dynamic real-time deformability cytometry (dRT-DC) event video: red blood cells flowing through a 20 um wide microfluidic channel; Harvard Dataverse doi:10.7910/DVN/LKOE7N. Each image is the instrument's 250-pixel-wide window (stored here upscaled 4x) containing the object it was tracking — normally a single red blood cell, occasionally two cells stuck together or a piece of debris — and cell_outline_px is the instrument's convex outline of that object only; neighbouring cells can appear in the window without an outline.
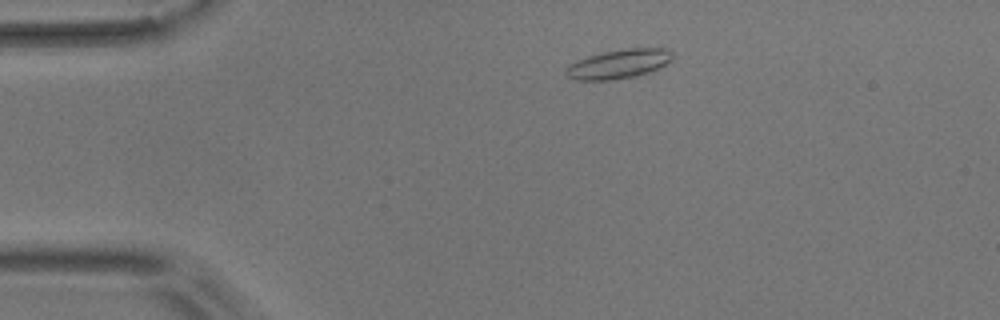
{"species": "common noctule bat (a hibernating species)", "species_latin": "Nyctalus noctula", "temperature_condition": "room temperature", "stored_images_in_passage": 3, "camera_frame_rate_fps": 3000, "um_per_image_px": 0.085, "animal": {"sex": "male", "body_mass_g": 17.9}, "frame": {"image": 1, "passage_image": 2, "time_ms": 1.0, "image_size_px": [1000, 320], "cell_outline_px": [[672, 60], [660, 68], [652, 72], [636, 76], [612, 80], [576, 80], [568, 76], [564, 72], [568, 64], [576, 60], [588, 56], [604, 52], [628, 48], [664, 48], [672, 52]], "centroid_in_image_um": [52.6, 5.44], "position_along_channel_um": 32.4, "area_um2": 18.26}}